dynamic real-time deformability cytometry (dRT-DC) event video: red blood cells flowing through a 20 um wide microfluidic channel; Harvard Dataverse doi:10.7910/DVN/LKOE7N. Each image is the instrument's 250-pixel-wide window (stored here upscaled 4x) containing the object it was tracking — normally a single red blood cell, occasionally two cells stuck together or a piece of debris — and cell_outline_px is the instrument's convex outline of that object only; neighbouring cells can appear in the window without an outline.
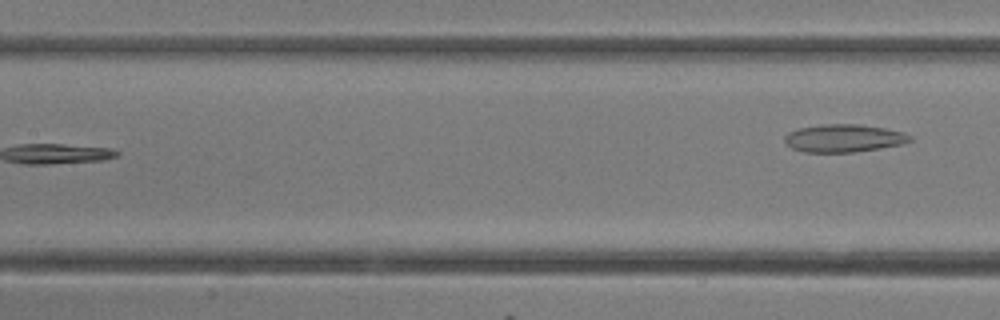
{"species": "common noctule bat (a hibernating species)", "species_latin": "Nyctalus noctula", "temperature_condition": "room temperature", "stored_images_in_passage": 8, "segment_of_instrument_passage": [2, 2], "camera_frame_rate_fps": 3000, "um_per_image_px": 0.085, "animal": {"sex": "female"}, "frame": {"image": 1, "passage_image": 8, "time_ms": 2.333, "image_size_px": [1000, 320], "cell_outline_px": [[912, 140], [904, 144], [856, 152], [804, 152], [792, 148], [784, 140], [784, 136], [788, 132], [800, 128], [820, 124], [856, 124], [884, 128], [904, 132], [912, 136]], "centroid_in_image_um": [71.74, 11.75], "position_along_channel_um": 135.7, "area_um2": 20.35}}